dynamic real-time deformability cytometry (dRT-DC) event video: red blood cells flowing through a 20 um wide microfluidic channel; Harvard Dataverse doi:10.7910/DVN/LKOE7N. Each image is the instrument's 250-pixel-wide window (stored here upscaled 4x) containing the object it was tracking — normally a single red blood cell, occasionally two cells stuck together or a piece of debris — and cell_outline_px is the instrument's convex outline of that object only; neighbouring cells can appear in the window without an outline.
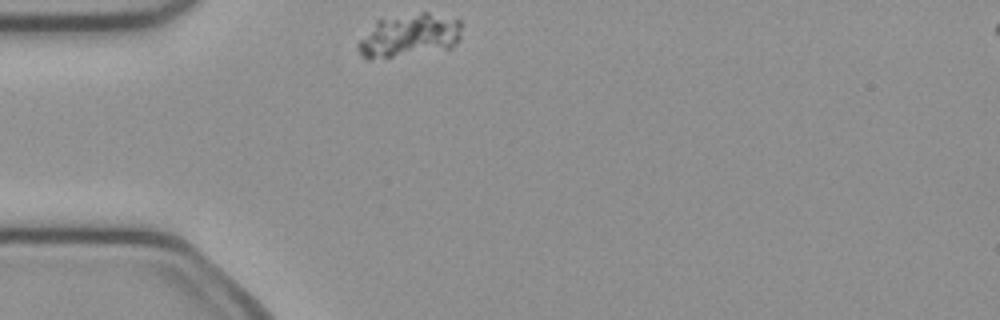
{"species": "common noctule bat (a hibernating species)", "species_latin": "Nyctalus noctula", "temperature_condition": "cold", "stored_images_in_passage": 30, "camera_frame_rate_fps": 3000, "um_per_image_px": 0.085, "animal": {"sex": "female", "body_mass_g": 21.9}, "frame": {"image": 1, "passage_image": 1, "time_ms": 0.0, "image_size_px": [1000, 320], "cell_outline_px": [[464, 24], [460, 40], [452, 48], [392, 56], [364, 56], [356, 48], [356, 44], [376, 20], [420, 12], [428, 12], [456, 16]], "centroid_in_image_um": [34.93, 2.94], "position_along_channel_um": 50.1, "area_um2": 25.95}}
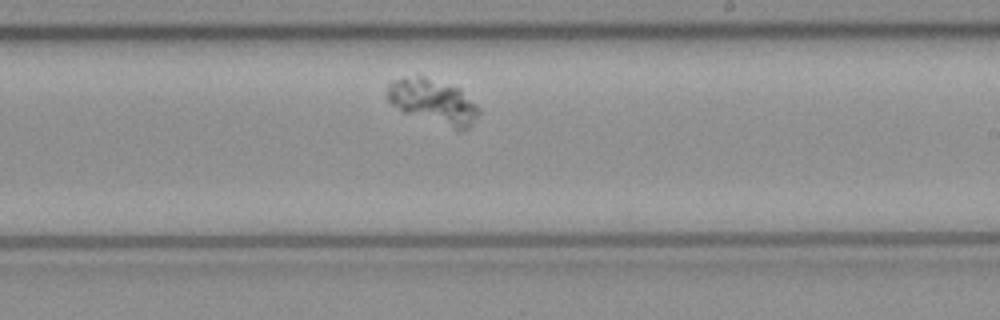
{"frame": {"image": 2, "passage_image": 18, "time_ms": 5.667, "image_size_px": [1000, 320], "cell_outline_px": [[480, 112], [472, 124], [468, 128], [456, 128], [404, 112], [392, 104], [384, 96], [388, 84], [392, 80], [420, 76], [460, 88], [480, 108]], "centroid_in_image_um": [36.8, 8.61], "position_along_channel_um": 252.2, "area_um2": 23.18}}
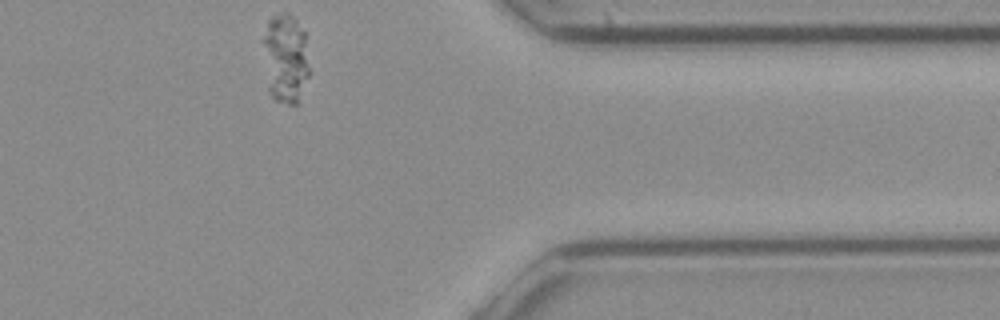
{"frame": {"image": 3, "passage_image": 30, "time_ms": 9.667, "image_size_px": [1000, 320], "cell_outline_px": [[308, 76], [296, 104], [288, 104], [276, 100], [268, 92], [260, 40], [268, 20], [276, 12], [288, 12], [296, 20], [304, 32], [308, 68]], "centroid_in_image_um": [24.18, 4.9], "position_along_channel_um": 387.2, "area_um2": 24.45}}